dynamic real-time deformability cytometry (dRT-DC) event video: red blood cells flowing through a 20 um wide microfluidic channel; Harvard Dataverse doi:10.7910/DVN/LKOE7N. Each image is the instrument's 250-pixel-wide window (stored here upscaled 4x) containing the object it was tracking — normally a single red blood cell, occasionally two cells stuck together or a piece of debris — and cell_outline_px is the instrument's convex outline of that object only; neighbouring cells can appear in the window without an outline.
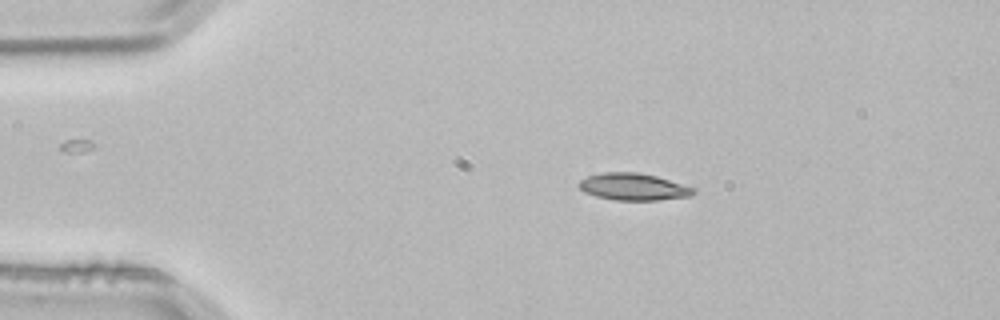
{"species": "common noctule bat (a hibernating species)", "species_latin": "Nyctalus noctula", "temperature_condition": "room temperature", "stored_images_in_passage": 2, "camera_frame_rate_fps": 3000, "um_per_image_px": 0.085, "animal": {"sex": "male", "body_mass_g": 21.5, "forearm_length_mm": 52.0}, "frame": {"image": 1, "passage_image": 1, "time_ms": 0.0, "image_size_px": [1000, 320], "cell_outline_px": [[696, 192], [692, 196], [656, 200], [616, 200], [596, 196], [584, 192], [576, 184], [580, 180], [588, 176], [604, 172], [640, 172], [656, 176], [696, 188]], "centroid_in_image_um": [53.85, 15.87], "position_along_channel_um": 31.2, "area_um2": 18.09}}